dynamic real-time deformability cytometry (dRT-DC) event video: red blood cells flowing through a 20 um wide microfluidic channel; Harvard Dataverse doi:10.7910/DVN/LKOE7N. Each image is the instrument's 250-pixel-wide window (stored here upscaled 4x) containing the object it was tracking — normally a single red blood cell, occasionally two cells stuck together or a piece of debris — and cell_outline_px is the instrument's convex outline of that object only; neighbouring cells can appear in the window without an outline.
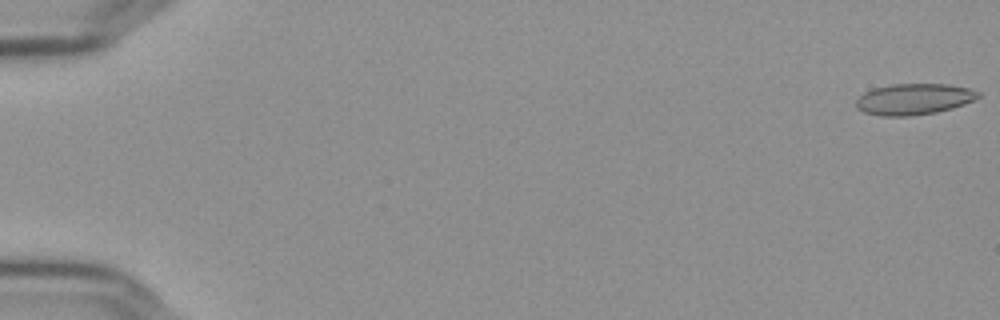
{"species": "Egyptian fruit bat (a non-hibernating species)", "species_latin": "Rousettus aegyptiacus", "temperature_condition": "cold", "stored_images_in_passage": 57, "camera_frame_rate_fps": 3000, "um_per_image_px": 0.085, "frame": {"image": 1, "passage_image": 1, "time_ms": 0.0, "image_size_px": [1000, 320], "cell_outline_px": [[980, 96], [964, 104], [952, 108], [936, 112], [912, 116], [880, 116], [864, 112], [856, 108], [856, 100], [864, 92], [872, 88], [892, 84], [948, 84], [968, 88], [980, 92]], "centroid_in_image_um": [77.65, 8.43], "position_along_channel_um": 7.4, "area_um2": 22.2}}
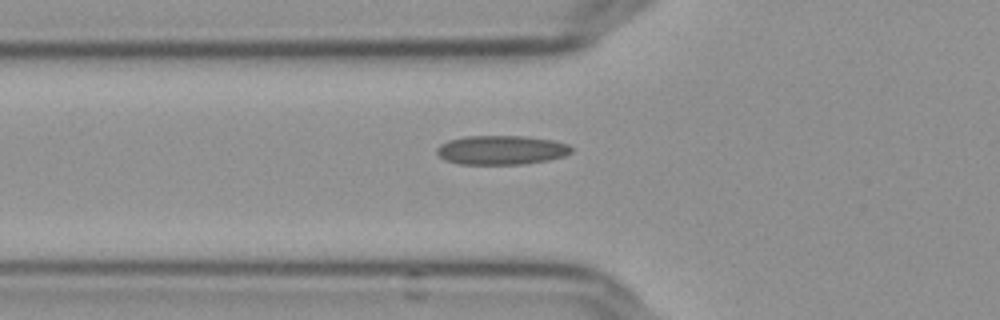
{"frame": {"image": 2, "passage_image": 21, "time_ms": 6.667, "image_size_px": [1000, 320], "cell_outline_px": [[572, 152], [564, 156], [548, 160], [520, 164], [460, 164], [444, 160], [436, 152], [436, 148], [440, 144], [448, 140], [464, 136], [524, 136], [552, 140], [568, 144], [572, 148]], "centroid_in_image_um": [42.59, 12.75], "position_along_channel_um": 83.2, "area_um2": 22.89}}
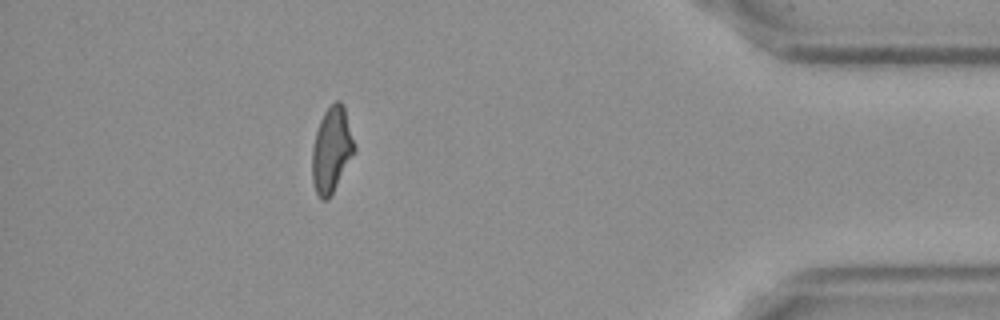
{"frame": {"image": 3, "passage_image": 51, "time_ms": 16.667, "image_size_px": [1000, 320], "cell_outline_px": [[356, 148], [328, 200], [320, 200], [316, 192], [312, 180], [312, 148], [316, 132], [320, 120], [324, 112], [336, 100], [340, 100], [344, 104], [356, 144]], "centroid_in_image_um": [28.19, 12.7], "position_along_channel_um": 407.0, "area_um2": 20.98}, "authors_computed_cell_mechanics": {"area_um2": 21.6172, "velocity_mm_per_s": 3.656, "shape_relaxation_time_tau1_ms": null, "shape_relaxation_time_tau2_ms": 2.6459, "deformation_change_tau1": null, "deformation_change_tau2": 0.0923}}